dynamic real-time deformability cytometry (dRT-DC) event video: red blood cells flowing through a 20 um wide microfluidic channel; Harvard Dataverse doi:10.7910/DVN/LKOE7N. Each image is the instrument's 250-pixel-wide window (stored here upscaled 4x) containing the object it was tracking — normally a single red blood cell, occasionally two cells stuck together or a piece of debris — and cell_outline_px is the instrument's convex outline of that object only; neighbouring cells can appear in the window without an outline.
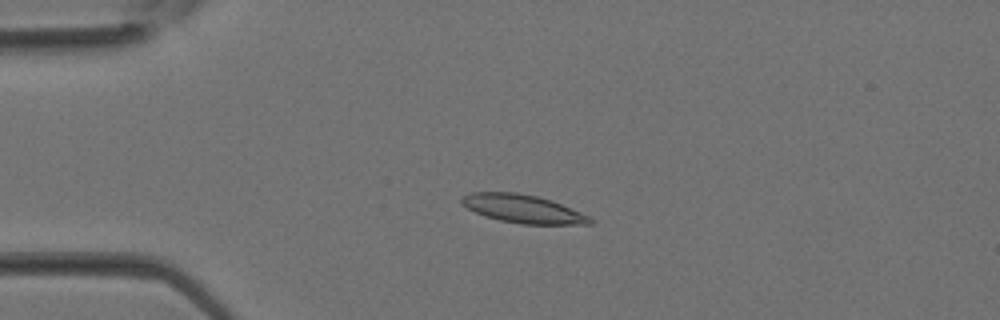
{"species": "Egyptian fruit bat (a non-hibernating species)", "species_latin": "Rousettus aegyptiacus", "temperature_condition": "room temperature", "stored_images_in_passage": 30, "camera_frame_rate_fps": 3000, "um_per_image_px": 0.085, "animal": {"sex": "female"}, "frame": {"image": 1, "passage_image": 2, "time_ms": 0.333, "image_size_px": [1000, 320], "cell_outline_px": [[596, 220], [592, 224], [520, 224], [500, 220], [484, 216], [460, 204], [460, 196], [472, 192], [516, 192], [536, 196], [552, 200], [592, 216]], "centroid_in_image_um": [44.48, 17.75], "position_along_channel_um": 40.5, "area_um2": 21.44}}
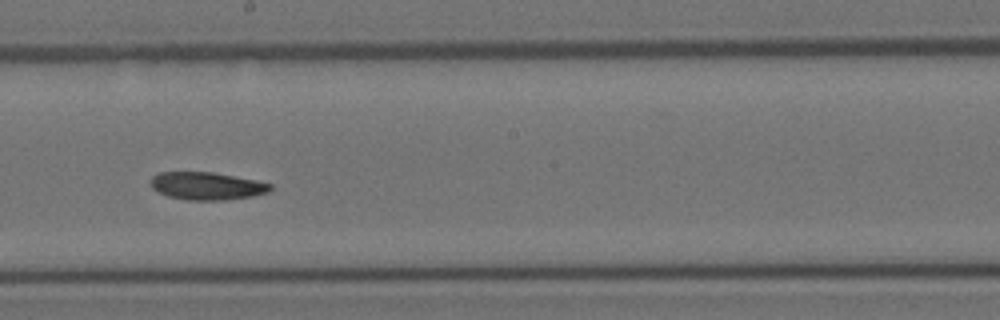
{"frame": {"image": 2, "passage_image": 14, "time_ms": 4.333, "image_size_px": [1000, 320], "cell_outline_px": [[272, 188], [268, 192], [252, 196], [224, 200], [188, 200], [168, 196], [156, 192], [152, 188], [152, 176], [160, 172], [212, 172], [256, 180], [272, 184]], "centroid_in_image_um": [17.58, 15.81], "position_along_channel_um": 230.6, "area_um2": 19.25}}
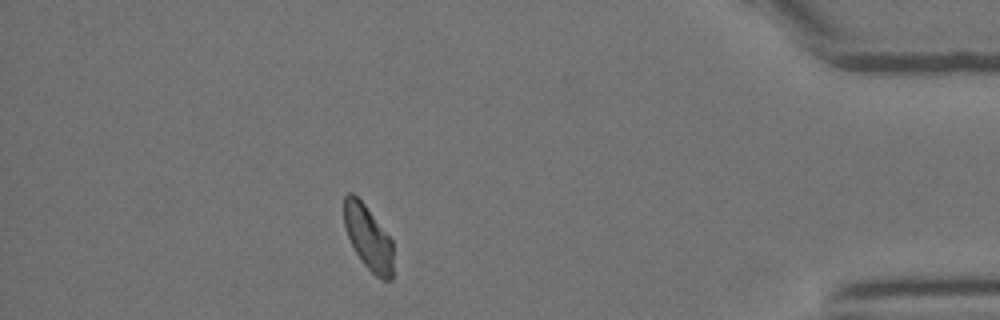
{"frame": {"image": 3, "passage_image": 26, "time_ms": 8.333, "image_size_px": [1000, 320], "cell_outline_px": [[392, 280], [380, 280], [364, 264], [356, 252], [348, 236], [344, 224], [344, 196], [348, 192], [352, 192], [364, 204], [392, 240]], "centroid_in_image_um": [31.29, 20.2], "position_along_channel_um": 403.9, "area_um2": 18.15}}